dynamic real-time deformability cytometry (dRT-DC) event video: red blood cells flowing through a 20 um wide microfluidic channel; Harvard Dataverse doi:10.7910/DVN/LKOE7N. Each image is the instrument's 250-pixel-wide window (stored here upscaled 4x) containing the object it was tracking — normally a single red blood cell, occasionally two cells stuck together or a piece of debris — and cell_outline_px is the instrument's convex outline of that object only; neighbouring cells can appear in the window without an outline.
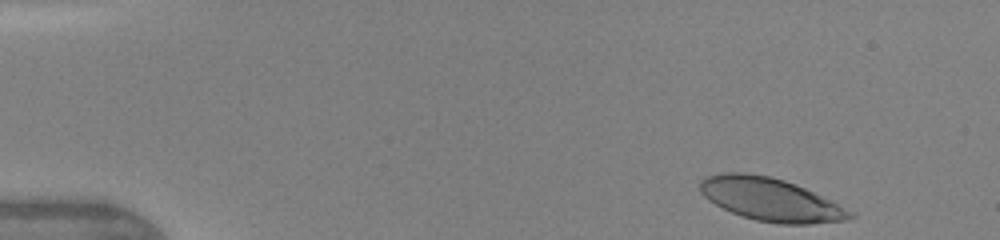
{"species": "human", "species_latin": "Homo sapiens", "temperature_condition": "warm", "stored_images_in_passage": 6, "camera_frame_rate_fps": 3000, "um_per_image_px": 0.085, "donor": {"sex": "female"}, "frame": {"image": 1, "passage_image": 1, "time_ms": 0.0, "image_size_px": [1000, 240], "cell_outline_px": [[856, 216], [848, 220], [812, 224], [776, 224], [756, 220], [740, 216], [708, 200], [700, 192], [700, 180], [704, 176], [724, 172], [744, 172], [768, 176], [784, 180], [796, 184], [832, 200], [856, 212]], "centroid_in_image_um": [65.54, 16.96], "position_along_channel_um": 19.5, "area_um2": 37.97}}
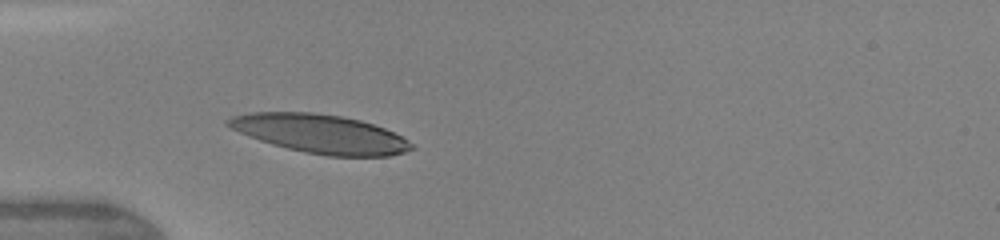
{"frame": {"image": 2, "passage_image": 5, "time_ms": 3.333, "image_size_px": [1000, 240], "cell_outline_px": [[416, 148], [404, 152], [388, 156], [328, 156], [304, 152], [272, 144], [248, 136], [224, 124], [224, 120], [232, 116], [248, 112], [312, 112], [340, 116], [360, 120], [384, 128], [408, 140]], "centroid_in_image_um": [27.2, 11.37], "position_along_channel_um": 57.8, "area_um2": 41.21}}